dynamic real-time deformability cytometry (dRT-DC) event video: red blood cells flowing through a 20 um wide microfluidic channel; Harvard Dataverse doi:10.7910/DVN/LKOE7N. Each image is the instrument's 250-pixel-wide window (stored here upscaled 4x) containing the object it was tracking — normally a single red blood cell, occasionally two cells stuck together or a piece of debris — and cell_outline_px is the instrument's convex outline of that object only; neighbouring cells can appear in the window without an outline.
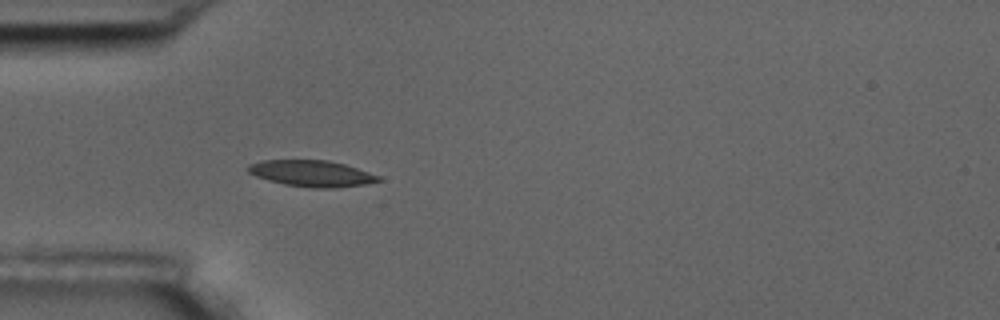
{"species": "common noctule bat (a hibernating species)", "species_latin": "Nyctalus noctula", "temperature_condition": "room temperature", "stored_images_in_passage": 5, "camera_frame_rate_fps": 3000, "um_per_image_px": 0.085, "animal": {"sex": "male", "body_mass_g": 17.5, "forearm_length_mm": 52.3}, "frame": {"image": 1, "passage_image": 5, "time_ms": 4.667, "image_size_px": [1000, 320], "cell_outline_px": [[384, 180], [364, 184], [332, 188], [312, 188], [284, 184], [268, 180], [256, 176], [248, 172], [248, 164], [264, 160], [328, 160], [344, 164], [380, 176]], "centroid_in_image_um": [26.49, 14.74], "position_along_channel_um": 58.5, "area_um2": 19.83}}